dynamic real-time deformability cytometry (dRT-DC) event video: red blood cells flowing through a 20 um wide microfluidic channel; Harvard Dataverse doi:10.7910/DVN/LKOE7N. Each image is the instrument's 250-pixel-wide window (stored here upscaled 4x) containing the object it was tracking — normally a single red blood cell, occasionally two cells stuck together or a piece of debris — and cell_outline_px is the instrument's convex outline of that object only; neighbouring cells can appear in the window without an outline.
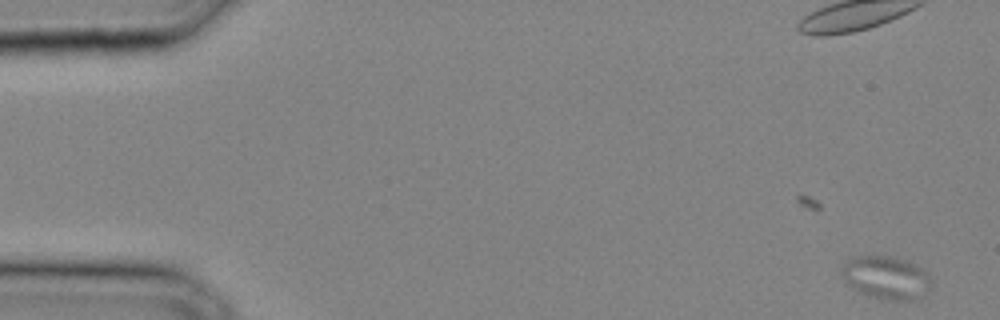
{"species": "common noctule bat (a hibernating species)", "species_latin": "Nyctalus noctula", "temperature_condition": "cold", "stored_images_in_passage": 35, "camera_frame_rate_fps": 3000, "um_per_image_px": 0.085, "animal": {"sex": "male", "body_mass_g": 20.4}, "frame": {"image": 1, "passage_image": 1, "time_ms": 0.0, "image_size_px": [1000, 320], "cell_outline_px": [[932, 288], [920, 300], [880, 300], [860, 292], [844, 284], [840, 272], [840, 268], [852, 256], [888, 256], [908, 260], [916, 264], [924, 272], [932, 284]], "centroid_in_image_um": [75.3, 23.62], "position_along_channel_um": 9.7, "area_um2": 23.0}}
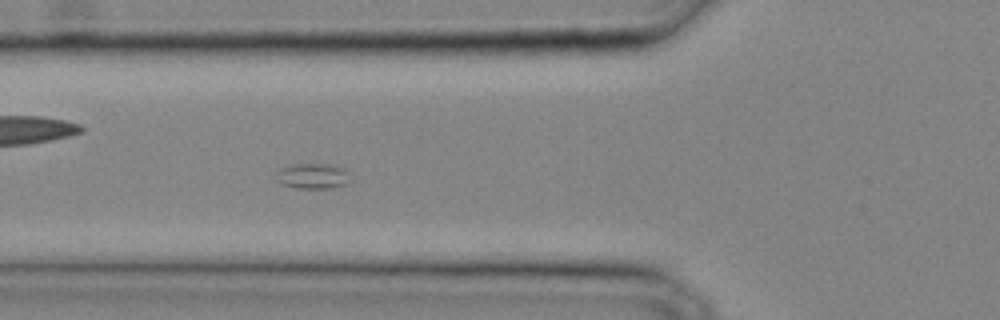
{"frame": {"image": 2, "passage_image": 13, "time_ms": 4.0, "image_size_px": [1000, 320], "cell_outline_px": [[344, 184], [332, 188], [296, 188], [284, 184], [276, 180], [276, 172], [280, 168], [292, 164], [328, 164], [340, 168], [344, 172]], "centroid_in_image_um": [26.42, 14.96], "position_along_channel_um": 99.4, "area_um2": 10.4}}
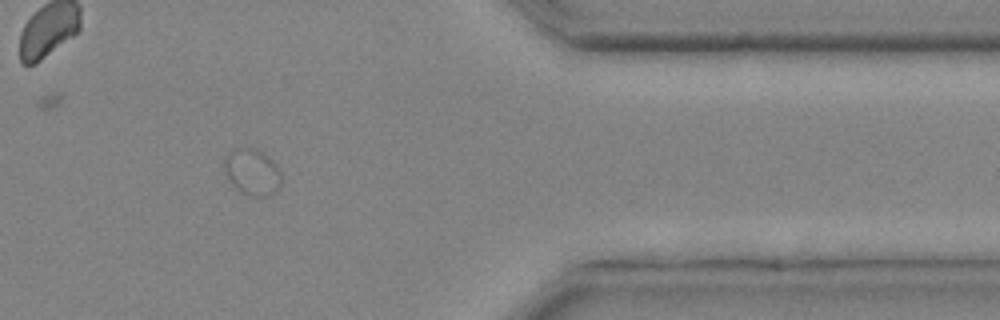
{"frame": {"image": 3, "passage_image": 30, "time_ms": 9.667, "image_size_px": [1000, 320], "cell_outline_px": [[280, 188], [276, 192], [268, 196], [252, 196], [240, 192], [224, 176], [224, 160], [236, 148], [256, 148], [264, 152], [280, 168]], "centroid_in_image_um": [21.45, 14.64], "position_along_channel_um": 389.9, "area_um2": 15.55}}